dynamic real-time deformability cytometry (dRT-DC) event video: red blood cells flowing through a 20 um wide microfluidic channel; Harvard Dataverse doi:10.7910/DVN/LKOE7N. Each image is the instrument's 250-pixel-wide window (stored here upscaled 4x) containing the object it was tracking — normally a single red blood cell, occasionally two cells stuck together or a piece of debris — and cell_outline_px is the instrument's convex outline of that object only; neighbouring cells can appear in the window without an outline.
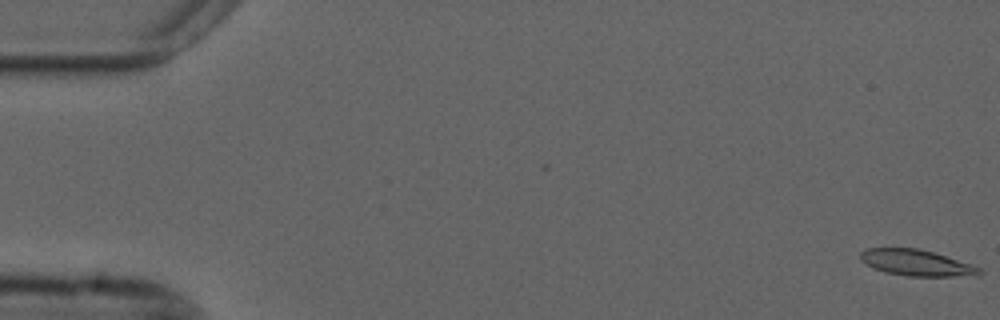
{"species": "common noctule bat (a hibernating species)", "species_latin": "Nyctalus noctula", "temperature_condition": "cold", "stored_images_in_passage": 55, "camera_frame_rate_fps": 3000, "um_per_image_px": 0.085, "animal": {"sex": "male", "forearm_length_mm": 52.5}, "frame": {"image": 1, "passage_image": 1, "time_ms": 0.0, "image_size_px": [1000, 320], "cell_outline_px": [[984, 272], [980, 276], [908, 276], [884, 272], [872, 268], [860, 260], [860, 252], [864, 248], [920, 248], [972, 264], [980, 268]], "centroid_in_image_um": [77.91, 22.34], "position_along_channel_um": 7.1, "area_um2": 18.38}}
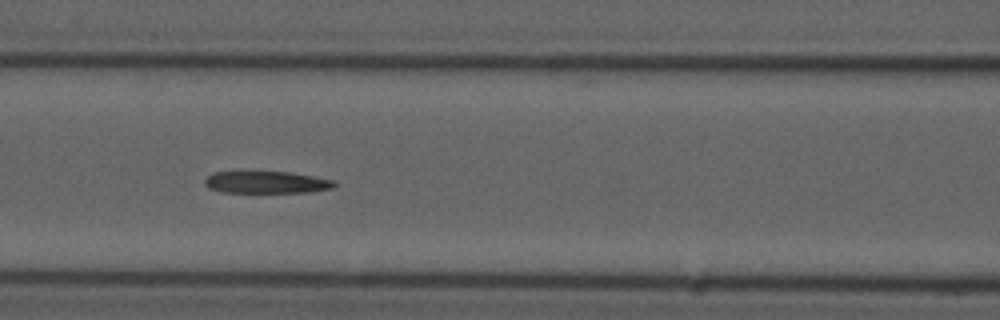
{"frame": {"image": 2, "passage_image": 24, "time_ms": 7.667, "image_size_px": [1000, 320], "cell_outline_px": [[336, 184], [332, 188], [312, 192], [220, 192], [208, 188], [204, 184], [204, 180], [212, 172], [240, 168], [244, 168], [292, 172], [336, 180]], "centroid_in_image_um": [22.56, 15.43], "position_along_channel_um": 144.0, "area_um2": 17.98}}
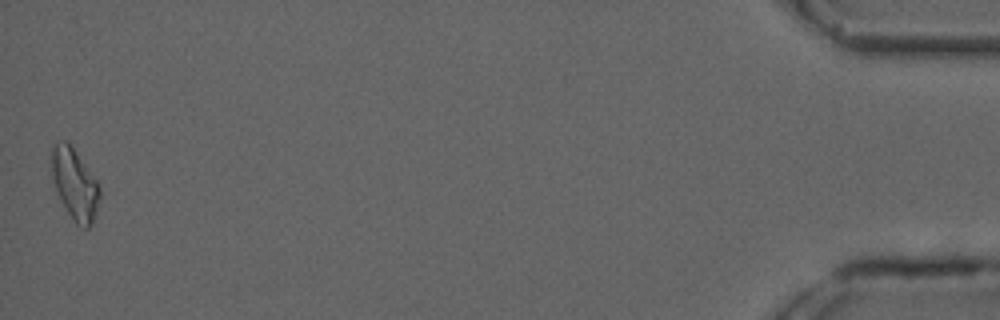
{"frame": {"image": 3, "passage_image": 55, "time_ms": 18.0, "image_size_px": [1000, 320], "cell_outline_px": [[100, 196], [92, 224], [88, 228], [84, 228], [76, 224], [60, 200], [52, 176], [52, 144], [56, 140], [68, 140], [96, 180], [100, 188]], "centroid_in_image_um": [6.34, 15.62], "position_along_channel_um": 428.9, "area_um2": 19.77}, "authors_computed_cell_mechanics": {"area_um2": 18.1492, "velocity_mm_per_s": 3.6981, "shape_relaxation_time_tau1_ms": null, "shape_relaxation_time_tau2_ms": 3.9975, "deformation_change_tau1": null, "deformation_change_tau2": 0.1542}}